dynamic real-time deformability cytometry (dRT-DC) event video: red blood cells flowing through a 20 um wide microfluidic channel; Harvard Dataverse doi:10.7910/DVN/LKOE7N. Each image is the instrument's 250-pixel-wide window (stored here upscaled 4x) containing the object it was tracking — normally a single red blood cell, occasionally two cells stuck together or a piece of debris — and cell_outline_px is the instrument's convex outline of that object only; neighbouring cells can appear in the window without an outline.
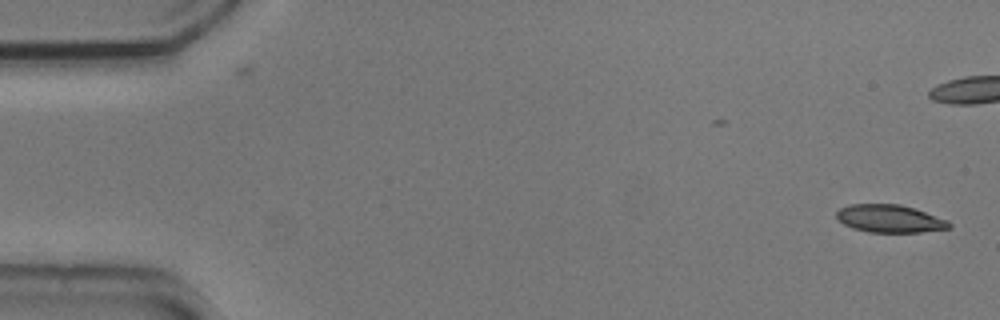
{"species": "common noctule bat (a hibernating species)", "species_latin": "Nyctalus noctula", "temperature_condition": "cold", "stored_images_in_passage": 51, "camera_frame_rate_fps": 3000, "um_per_image_px": 0.085, "animal": {"sex": "male", "body_mass_g": 20.5, "forearm_length_mm": 52.5}, "frame": {"image": 1, "passage_image": 1, "time_ms": 0.0, "image_size_px": [1000, 320], "cell_outline_px": [[952, 228], [920, 232], [868, 232], [852, 228], [844, 224], [836, 216], [836, 212], [840, 208], [848, 204], [900, 204], [916, 208], [948, 220], [952, 224]], "centroid_in_image_um": [75.66, 18.58], "position_along_channel_um": 9.3, "area_um2": 18.38}}
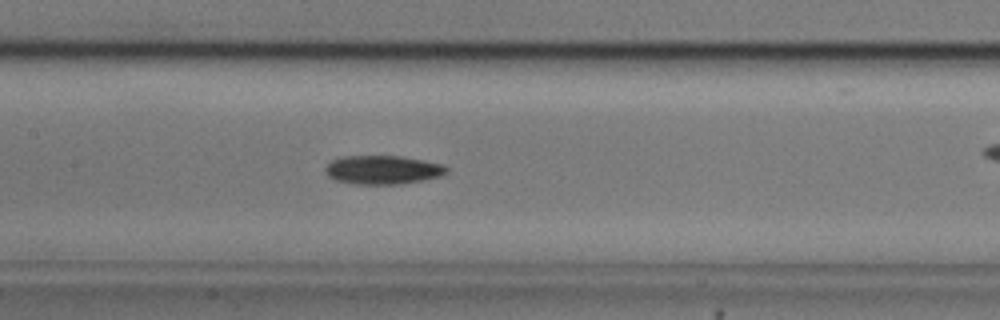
{"frame": {"image": 2, "passage_image": 25, "time_ms": 8.0, "image_size_px": [1000, 320], "cell_outline_px": [[448, 172], [444, 176], [424, 180], [396, 184], [352, 184], [336, 180], [328, 176], [324, 172], [324, 168], [332, 160], [344, 156], [400, 156], [444, 164], [448, 168]], "centroid_in_image_um": [32.55, 14.44], "position_along_channel_um": 174.8, "area_um2": 20.46}}
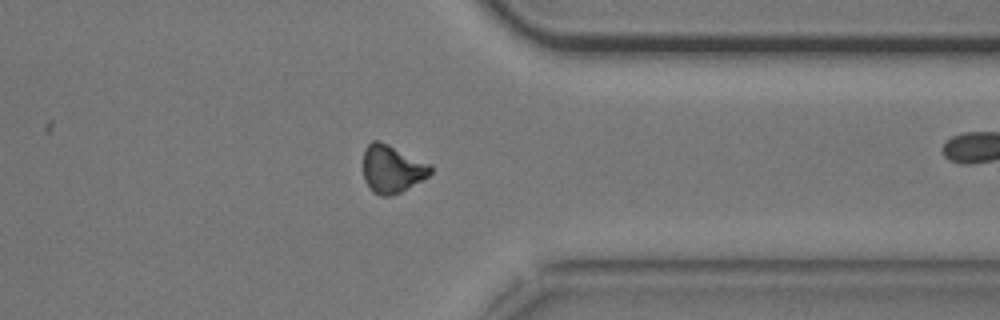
{"frame": {"image": 3, "passage_image": 42, "time_ms": 13.667, "image_size_px": [1000, 320], "cell_outline_px": [[432, 172], [428, 176], [400, 192], [392, 196], [380, 196], [372, 192], [364, 180], [364, 148], [372, 140], [376, 140], [388, 144], [432, 164]], "centroid_in_image_um": [33.32, 14.36], "position_along_channel_um": 378.1, "area_um2": 18.79}, "authors_computed_cell_mechanics": {"area_um2": 19.2474, "velocity_mm_per_s": 3.6956, "shape_relaxation_time_tau1_ms": 4.5468, "shape_relaxation_time_tau2_ms": null, "deformation_change_tau1": 0.1294, "deformation_change_tau2": null}}